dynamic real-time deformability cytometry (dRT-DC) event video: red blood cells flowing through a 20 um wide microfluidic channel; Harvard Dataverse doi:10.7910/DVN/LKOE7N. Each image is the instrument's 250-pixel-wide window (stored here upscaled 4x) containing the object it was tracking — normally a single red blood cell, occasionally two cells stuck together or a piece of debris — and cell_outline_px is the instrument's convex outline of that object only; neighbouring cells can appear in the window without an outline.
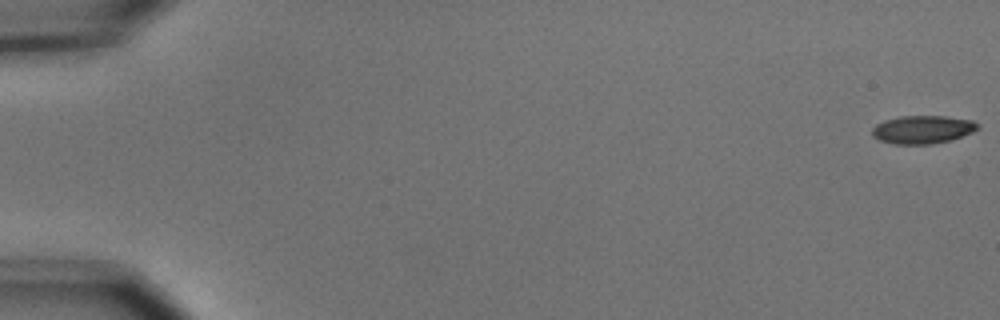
{"species": "common noctule bat (a hibernating species)", "species_latin": "Nyctalus noctula", "temperature_condition": "cold", "stored_images_in_passage": 56, "camera_frame_rate_fps": 3000, "um_per_image_px": 0.085, "animal": {"sex": "male", "body_mass_g": 15.6}, "frame": {"image": 1, "passage_image": 1, "time_ms": 0.0, "image_size_px": [1000, 320], "cell_outline_px": [[980, 128], [972, 132], [952, 140], [932, 144], [892, 144], [880, 140], [872, 136], [872, 128], [876, 124], [884, 120], [900, 116], [944, 116], [972, 120], [980, 124]], "centroid_in_image_um": [78.43, 11.01], "position_along_channel_um": 6.6, "area_um2": 17.46}}
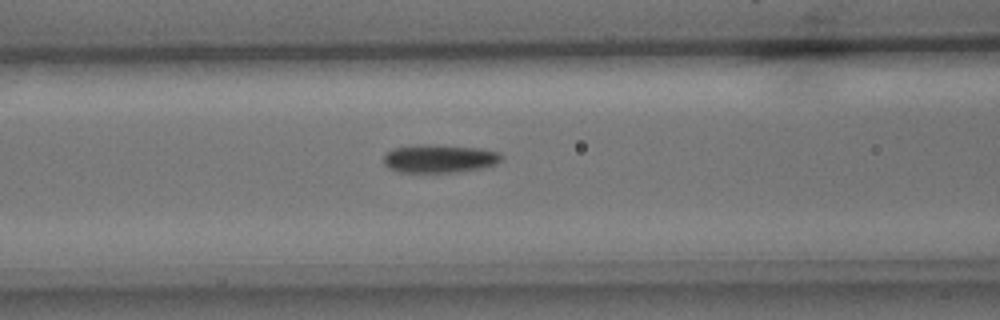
{"frame": {"image": 2, "passage_image": 24, "time_ms": 7.667, "image_size_px": [1000, 320], "cell_outline_px": [[504, 156], [496, 164], [480, 168], [452, 172], [400, 172], [388, 168], [384, 164], [384, 156], [388, 152], [396, 148], [420, 144], [424, 144], [480, 148], [500, 152]], "centroid_in_image_um": [37.36, 13.48], "position_along_channel_um": 129.2, "area_um2": 19.19}}
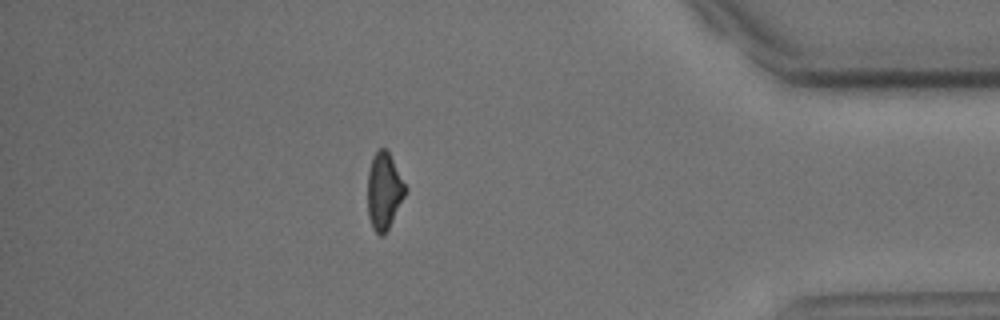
{"frame": {"image": 3, "passage_image": 49, "time_ms": 16.0, "image_size_px": [1000, 320], "cell_outline_px": [[408, 188], [384, 236], [380, 236], [372, 228], [368, 216], [368, 172], [372, 156], [380, 148], [384, 148], [388, 152]], "centroid_in_image_um": [32.63, 16.24], "position_along_channel_um": 402.6, "area_um2": 16.7}, "authors_computed_cell_mechanics": {"area_um2": 18.207, "velocity_mm_per_s": 3.6916, "shape_relaxation_time_tau1_ms": 3.1654, "shape_relaxation_time_tau2_ms": null, "deformation_change_tau1": 0.1205, "deformation_change_tau2": null}}